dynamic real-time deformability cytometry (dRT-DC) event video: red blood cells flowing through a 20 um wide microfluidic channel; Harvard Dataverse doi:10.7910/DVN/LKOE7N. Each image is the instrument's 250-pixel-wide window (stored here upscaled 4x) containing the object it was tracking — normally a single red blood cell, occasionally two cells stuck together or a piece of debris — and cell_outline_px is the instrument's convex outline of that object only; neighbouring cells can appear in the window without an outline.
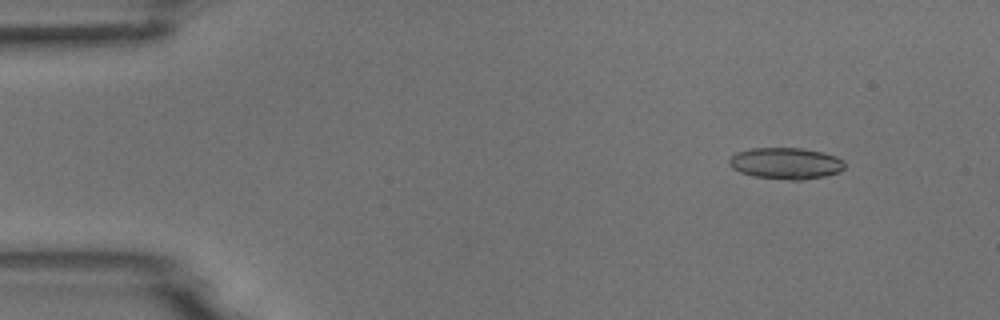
{"species": "common noctule bat (a hibernating species)", "species_latin": "Nyctalus noctula", "temperature_condition": "room temperature", "stored_images_in_passage": 5, "camera_frame_rate_fps": 3000, "um_per_image_px": 0.085, "animal": {"sex": "male", "body_mass_g": 18.8}, "frame": {"image": 1, "passage_image": 2, "time_ms": 0.333, "image_size_px": [1000, 320], "cell_outline_px": [[844, 168], [840, 172], [824, 176], [800, 180], [792, 180], [752, 176], [740, 172], [732, 168], [728, 164], [728, 160], [736, 152], [752, 148], [800, 148], [820, 152], [836, 156], [844, 160]], "centroid_in_image_um": [66.78, 13.88], "position_along_channel_um": 18.2, "area_um2": 21.15}}
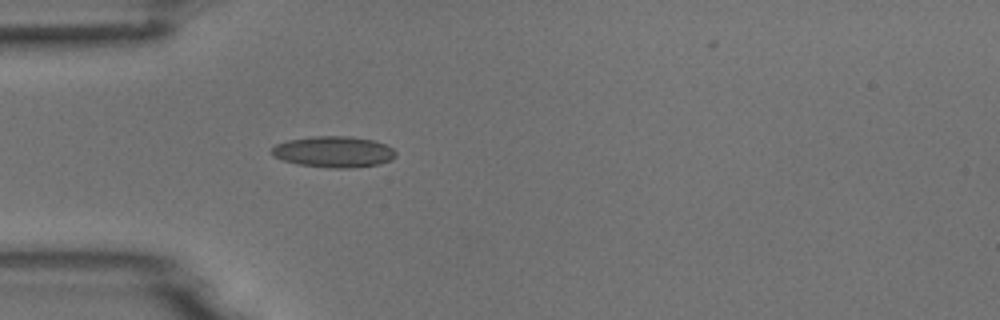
{"frame": {"image": 2, "passage_image": 5, "time_ms": 1.333, "image_size_px": [1000, 320], "cell_outline_px": [[396, 156], [392, 160], [380, 164], [348, 168], [328, 168], [296, 164], [284, 160], [276, 156], [272, 152], [272, 148], [276, 144], [288, 140], [312, 136], [348, 136], [372, 140], [384, 144], [392, 148], [396, 152]], "centroid_in_image_um": [28.39, 12.91], "position_along_channel_um": 56.6, "area_um2": 22.43}}